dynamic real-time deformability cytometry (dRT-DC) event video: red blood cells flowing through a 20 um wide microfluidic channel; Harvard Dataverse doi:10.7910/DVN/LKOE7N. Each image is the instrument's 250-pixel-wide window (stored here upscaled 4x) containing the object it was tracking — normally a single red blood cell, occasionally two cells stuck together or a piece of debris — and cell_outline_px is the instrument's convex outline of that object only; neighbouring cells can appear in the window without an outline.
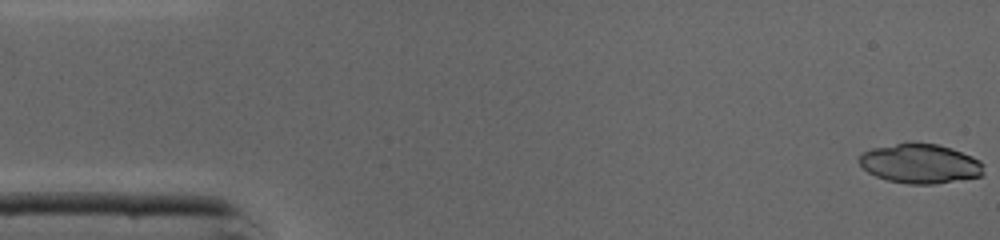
{"species": "common noctule bat (a hibernating species)", "species_latin": "Nyctalus noctula", "temperature_condition": "cold", "stored_images_in_passage": 33, "camera_frame_rate_fps": 3000, "um_per_image_px": 0.085, "animal": {"sex": "male", "body_mass_g": 19.0, "forearm_length_mm": 50.8}, "frame": {"image": 1, "passage_image": 1, "time_ms": 0.0, "image_size_px": [1000, 240], "cell_outline_px": [[984, 172], [980, 176], [932, 184], [908, 184], [888, 180], [876, 176], [868, 172], [860, 164], [860, 156], [864, 152], [872, 148], [896, 144], [936, 144], [952, 148], [972, 156], [980, 160], [984, 164]], "centroid_in_image_um": [78.24, 13.92], "position_along_channel_um": 6.8, "area_um2": 28.15}}